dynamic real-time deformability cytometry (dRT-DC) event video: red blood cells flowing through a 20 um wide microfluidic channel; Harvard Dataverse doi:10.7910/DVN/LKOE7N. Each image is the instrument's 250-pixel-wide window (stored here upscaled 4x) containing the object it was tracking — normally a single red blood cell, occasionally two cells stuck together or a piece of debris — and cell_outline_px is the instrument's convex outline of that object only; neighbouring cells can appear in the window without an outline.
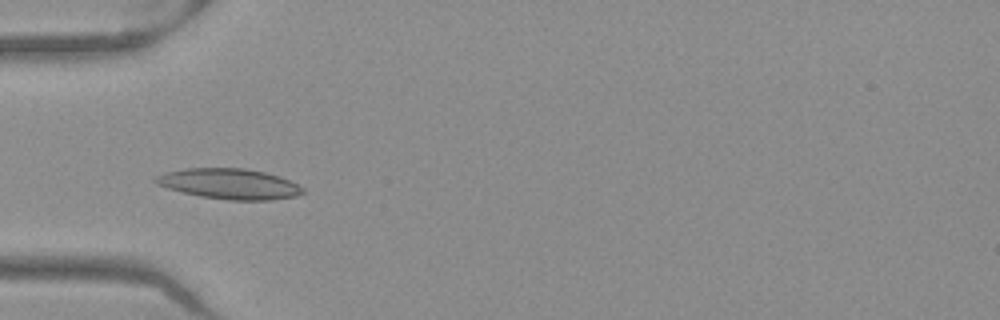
{"species": "Egyptian fruit bat (a non-hibernating species)", "species_latin": "Rousettus aegyptiacus", "temperature_condition": "warm", "stored_images_in_passage": 52, "camera_frame_rate_fps": 3000, "um_per_image_px": 0.085, "frame": {"image": 1, "passage_image": 17, "time_ms": 5.333, "image_size_px": [1000, 320], "cell_outline_px": [[304, 192], [296, 196], [272, 200], [228, 200], [200, 196], [168, 188], [156, 184], [152, 180], [156, 176], [164, 172], [184, 168], [244, 168], [264, 172], [280, 176], [304, 188]], "centroid_in_image_um": [19.48, 15.62], "position_along_channel_um": 65.5, "area_um2": 26.13}}
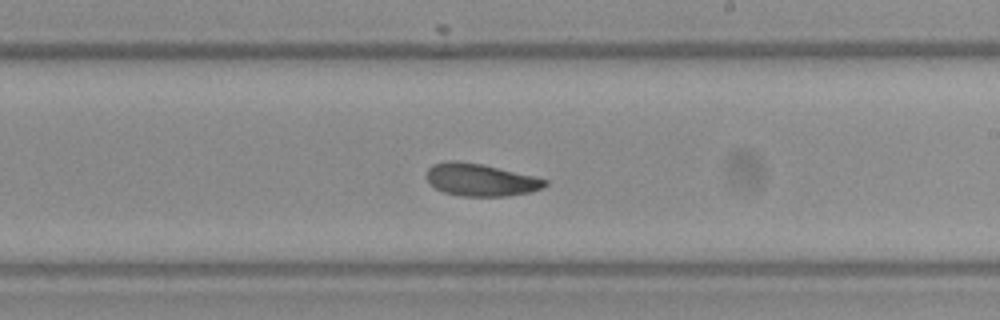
{"frame": {"image": 2, "passage_image": 31, "time_ms": 10.0, "image_size_px": [1000, 320], "cell_outline_px": [[548, 184], [532, 192], [504, 196], [460, 196], [444, 192], [428, 184], [428, 168], [432, 164], [448, 160], [456, 160], [480, 164], [532, 176], [548, 180]], "centroid_in_image_um": [40.81, 15.29], "position_along_channel_um": 248.2, "area_um2": 22.14}}
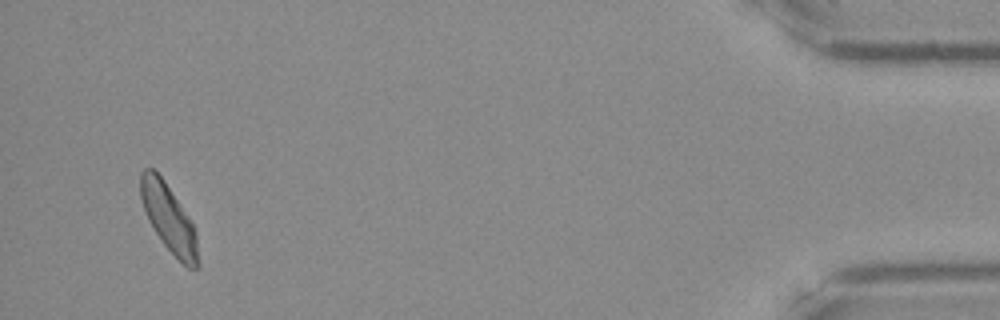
{"frame": {"image": 3, "passage_image": 50, "time_ms": 16.333, "image_size_px": [1000, 320], "cell_outline_px": [[200, 264], [196, 268], [188, 268], [164, 244], [148, 220], [140, 196], [140, 172], [144, 168], [152, 168], [164, 180], [188, 216], [196, 232]], "centroid_in_image_um": [14.35, 18.54], "position_along_channel_um": 420.9, "area_um2": 22.25}, "authors_computed_cell_mechanics": {"area_um2": 23.0911, "velocity_mm_per_s": 3.932, "shape_relaxation_time_tau1_ms": 4.5871, "shape_relaxation_time_tau2_ms": 4.417, "deformation_change_tau1": 0.1328, "deformation_change_tau2": 0.1148}}